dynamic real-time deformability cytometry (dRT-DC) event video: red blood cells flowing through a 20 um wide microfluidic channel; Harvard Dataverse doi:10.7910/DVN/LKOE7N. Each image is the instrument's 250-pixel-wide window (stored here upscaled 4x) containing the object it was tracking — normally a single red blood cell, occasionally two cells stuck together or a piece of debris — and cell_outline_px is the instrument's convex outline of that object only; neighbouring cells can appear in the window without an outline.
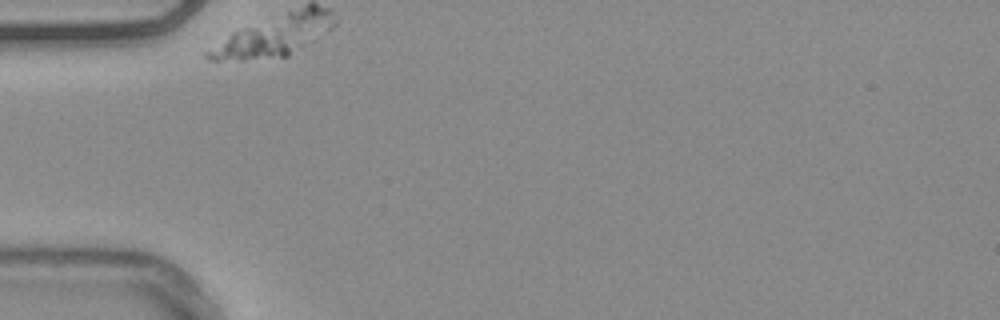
{"species": "common noctule bat (a hibernating species)", "species_latin": "Nyctalus noctula", "temperature_condition": "warm", "stored_images_in_passage": 29, "segment_of_instrument_passage": [1, 4], "camera_frame_rate_fps": 3000, "um_per_image_px": 0.085, "animal": {"sex": "male", "body_mass_g": 20.4}, "frame": {"image": 1, "passage_image": 1, "time_ms": 0.0, "image_size_px": [1000, 320], "cell_outline_px": [[304, 40], [288, 56], [244, 60], [208, 60], [204, 56], [204, 52], [232, 32], [244, 28], [256, 28]], "centroid_in_image_um": [21.45, 3.88], "position_along_channel_um": 63.6, "area_um2": 15.95}}